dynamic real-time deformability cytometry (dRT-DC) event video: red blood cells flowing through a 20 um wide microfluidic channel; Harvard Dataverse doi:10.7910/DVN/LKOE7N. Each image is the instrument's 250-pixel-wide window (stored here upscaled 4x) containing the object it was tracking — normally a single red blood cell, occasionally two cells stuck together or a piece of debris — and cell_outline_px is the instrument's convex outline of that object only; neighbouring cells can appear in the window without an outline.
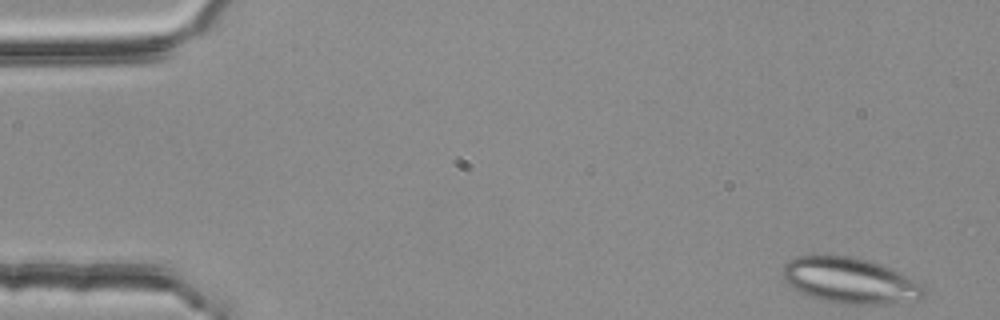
{"species": "common noctule bat (a hibernating species)", "species_latin": "Nyctalus noctula", "temperature_condition": "room temperature", "stored_images_in_passage": 6, "camera_frame_rate_fps": 3000, "um_per_image_px": 0.085, "animal": {"sex": "female", "body_mass_g": 25.1}, "frame": {"image": 1, "passage_image": 1, "time_ms": 0.0, "image_size_px": [1000, 320], "cell_outline_px": [[924, 296], [920, 300], [876, 304], [844, 304], [808, 296], [792, 288], [784, 280], [784, 264], [788, 260], [796, 256], [848, 256], [868, 260], [880, 264], [900, 272], [924, 284]], "centroid_in_image_um": [72.27, 23.85], "position_along_channel_um": 12.7, "area_um2": 37.51}}
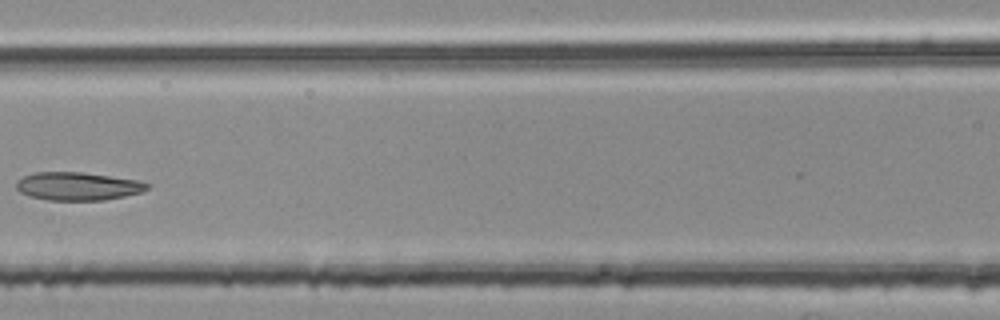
{"frame": {"image": 2, "passage_image": 6, "time_ms": 1.667, "image_size_px": [1000, 320], "cell_outline_px": [[148, 188], [140, 192], [124, 196], [104, 200], [48, 200], [32, 196], [20, 192], [16, 188], [16, 184], [24, 176], [36, 172], [84, 172], [140, 180], [148, 184]], "centroid_in_image_um": [6.63, 15.82], "position_along_channel_um": 160.0, "area_um2": 21.27}}